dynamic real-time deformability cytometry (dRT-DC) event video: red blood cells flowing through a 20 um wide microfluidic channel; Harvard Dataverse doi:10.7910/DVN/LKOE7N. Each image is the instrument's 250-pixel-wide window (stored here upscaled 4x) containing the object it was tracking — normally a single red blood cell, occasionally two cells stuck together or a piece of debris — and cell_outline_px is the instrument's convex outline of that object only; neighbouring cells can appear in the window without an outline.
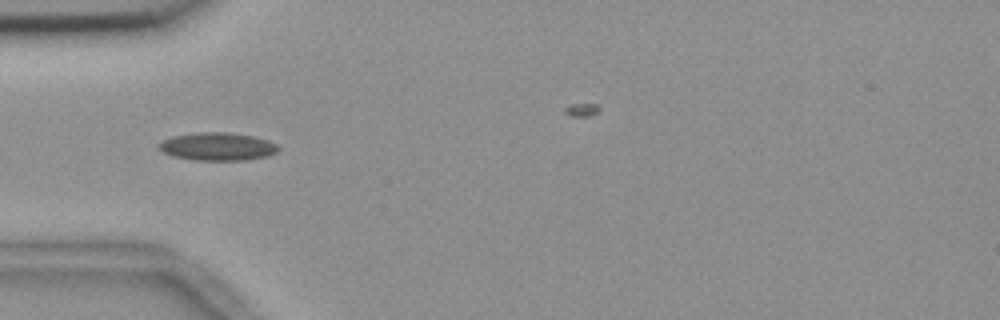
{"species": "common noctule bat (a hibernating species)", "species_latin": "Nyctalus noctula", "temperature_condition": "room temperature", "stored_images_in_passage": 28, "camera_frame_rate_fps": 3000, "um_per_image_px": 0.085, "animal": {"sex": "female", "body_mass_g": 18.4}, "frame": {"image": 1, "passage_image": 1, "time_ms": 0.0, "image_size_px": [1000, 320], "cell_outline_px": [[280, 148], [276, 152], [268, 156], [244, 160], [192, 160], [172, 156], [164, 152], [156, 144], [172, 136], [196, 132], [228, 132], [252, 136], [268, 140], [276, 144]], "centroid_in_image_um": [18.48, 12.45], "position_along_channel_um": 66.5, "area_um2": 19.48}}
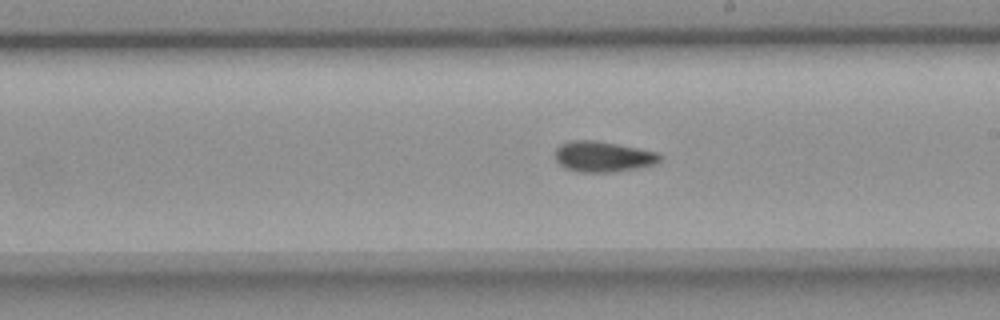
{"frame": {"image": 2, "passage_image": 15, "time_ms": 4.667, "image_size_px": [1000, 320], "cell_outline_px": [[660, 160], [656, 164], [616, 172], [576, 172], [564, 168], [556, 160], [556, 148], [560, 144], [572, 140], [596, 140], [656, 152], [660, 156]], "centroid_in_image_um": [51.21, 13.32], "position_along_channel_um": 237.8, "area_um2": 18.61}}
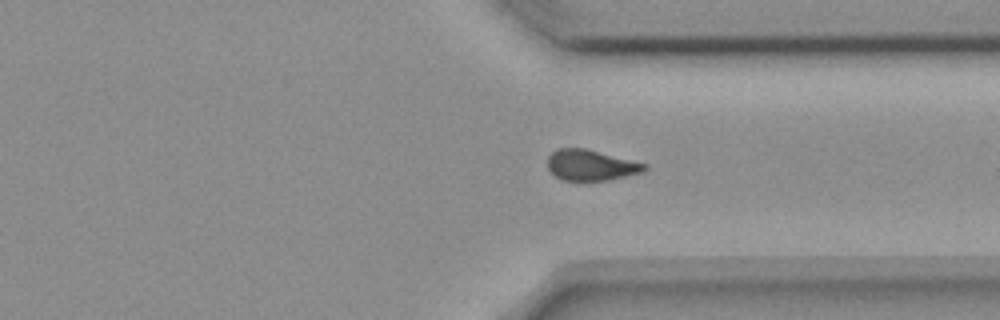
{"frame": {"image": 3, "passage_image": 25, "time_ms": 8.0, "image_size_px": [1000, 320], "cell_outline_px": [[648, 168], [644, 172], [608, 180], [560, 180], [548, 168], [548, 156], [556, 148], [584, 148], [648, 164]], "centroid_in_image_um": [50.24, 14.03], "position_along_channel_um": 361.2, "area_um2": 17.34}}